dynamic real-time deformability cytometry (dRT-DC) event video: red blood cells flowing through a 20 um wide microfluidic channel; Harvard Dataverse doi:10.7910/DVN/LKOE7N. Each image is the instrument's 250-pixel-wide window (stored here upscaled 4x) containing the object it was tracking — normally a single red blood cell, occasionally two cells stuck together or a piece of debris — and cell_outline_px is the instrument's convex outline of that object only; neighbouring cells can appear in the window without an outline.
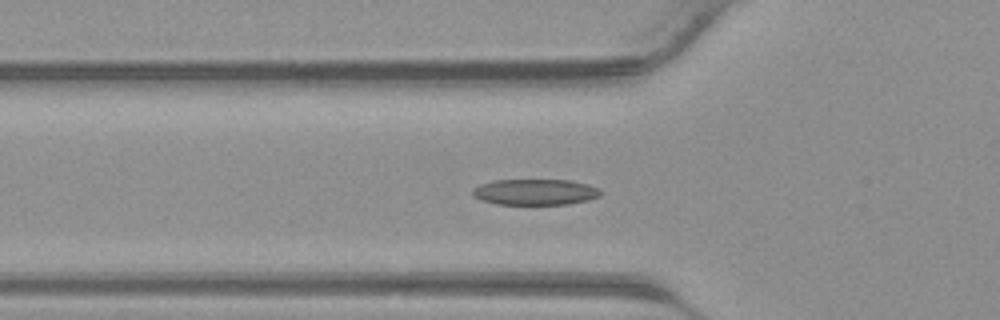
{"species": "common noctule bat (a hibernating species)", "species_latin": "Nyctalus noctula", "temperature_condition": "warm", "stored_images_in_passage": 17, "camera_frame_rate_fps": 3000, "um_per_image_px": 0.085, "animal": {"sex": "male", "body_mass_g": 23.1, "forearm_length_mm": 52.7}, "frame": {"image": 1, "passage_image": 15, "time_ms": 4.667, "image_size_px": [1000, 320], "cell_outline_px": [[604, 192], [600, 196], [588, 200], [568, 204], [496, 204], [480, 200], [472, 192], [472, 188], [480, 184], [492, 180], [572, 180], [588, 184], [600, 188]], "centroid_in_image_um": [45.53, 16.31], "position_along_channel_um": 80.3, "area_um2": 19.54}}
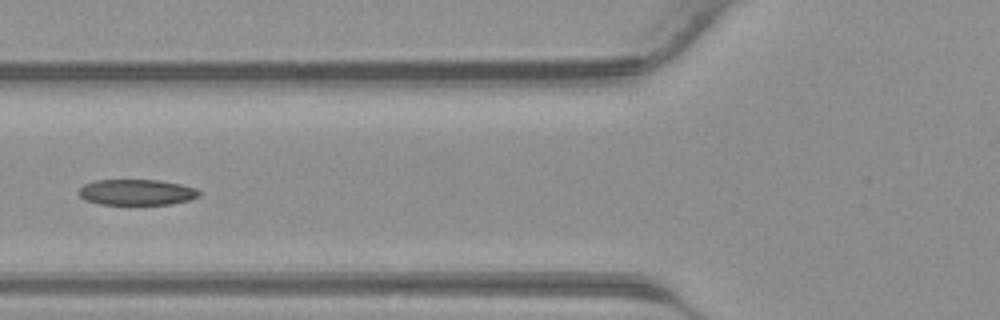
{"frame": {"image": 2, "passage_image": 17, "time_ms": 5.333, "image_size_px": [1000, 320], "cell_outline_px": [[200, 196], [188, 200], [172, 204], [100, 204], [88, 200], [80, 196], [76, 192], [84, 184], [92, 180], [160, 180], [180, 184], [196, 188], [200, 192]], "centroid_in_image_um": [11.61, 16.33], "position_along_channel_um": 114.2, "area_um2": 18.09}}